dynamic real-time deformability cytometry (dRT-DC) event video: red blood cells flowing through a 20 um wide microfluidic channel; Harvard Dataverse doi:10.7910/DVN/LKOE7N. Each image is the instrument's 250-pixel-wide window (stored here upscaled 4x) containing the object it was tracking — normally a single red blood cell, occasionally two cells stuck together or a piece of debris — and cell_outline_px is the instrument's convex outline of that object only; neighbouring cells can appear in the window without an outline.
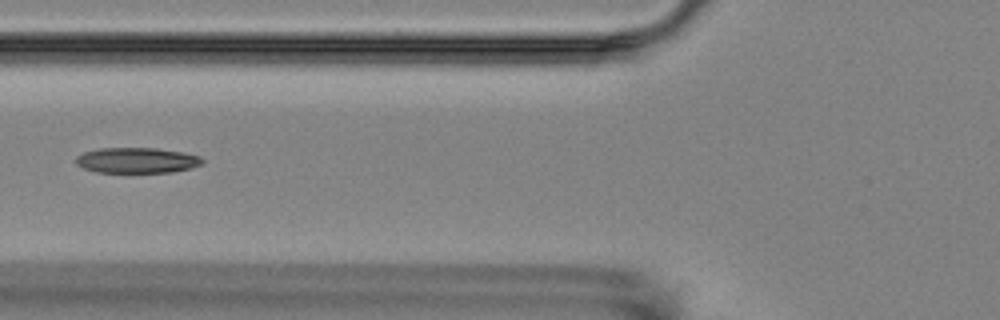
{"species": "Egyptian fruit bat (a non-hibernating species)", "species_latin": "Rousettus aegyptiacus", "temperature_condition": "room temperature", "stored_images_in_passage": 13, "camera_frame_rate_fps": 3000, "um_per_image_px": 0.085, "animal": {"sex": "female"}, "frame": {"image": 1, "passage_image": 4, "time_ms": 3.667, "image_size_px": [1000, 320], "cell_outline_px": [[204, 164], [172, 172], [96, 172], [84, 168], [76, 164], [76, 156], [84, 152], [100, 148], [156, 148], [180, 152], [200, 156], [204, 160]], "centroid_in_image_um": [11.63, 13.62], "position_along_channel_um": 114.2, "area_um2": 18.67}}
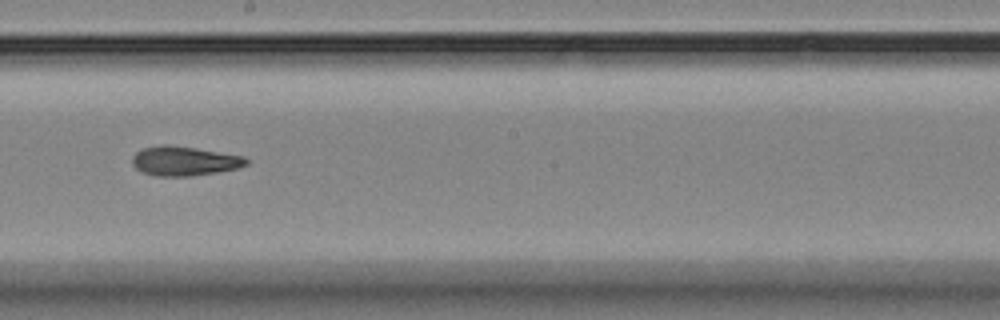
{"frame": {"image": 2, "passage_image": 7, "time_ms": 7.0, "image_size_px": [1000, 320], "cell_outline_px": [[248, 164], [240, 168], [192, 176], [156, 176], [140, 172], [132, 164], [132, 156], [136, 152], [144, 148], [160, 144], [168, 144], [196, 148], [244, 156], [248, 160]], "centroid_in_image_um": [15.65, 13.68], "position_along_channel_um": 232.5, "area_um2": 19.71}}
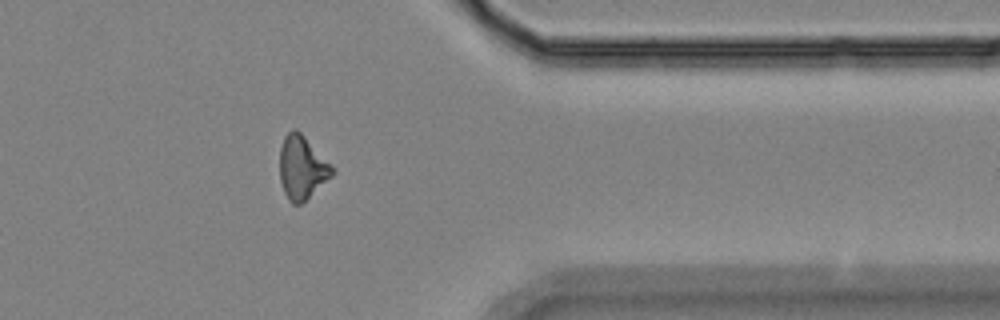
{"frame": {"image": 3, "passage_image": 11, "time_ms": 11.667, "image_size_px": [1000, 320], "cell_outline_px": [[336, 172], [332, 176], [300, 204], [292, 204], [288, 200], [284, 192], [280, 180], [280, 148], [284, 136], [292, 128], [296, 128], [336, 168]], "centroid_in_image_um": [25.68, 14.22], "position_along_channel_um": 385.7, "area_um2": 19.42}}